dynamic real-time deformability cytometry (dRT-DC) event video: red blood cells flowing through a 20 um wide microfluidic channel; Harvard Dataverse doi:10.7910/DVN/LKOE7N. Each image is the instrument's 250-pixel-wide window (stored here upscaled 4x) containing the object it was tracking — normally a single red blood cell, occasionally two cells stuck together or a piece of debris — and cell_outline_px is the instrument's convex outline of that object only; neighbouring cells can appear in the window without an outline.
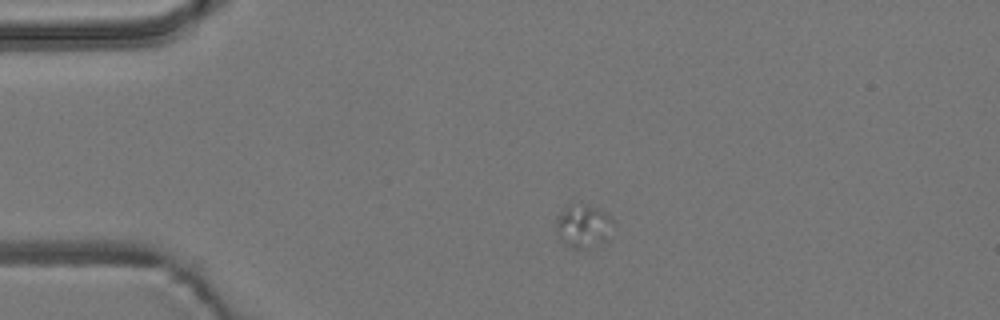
{"species": "common noctule bat (a hibernating species)", "species_latin": "Nyctalus noctula", "temperature_condition": "room temperature", "stored_images_in_passage": 5, "camera_frame_rate_fps": 3000, "um_per_image_px": 0.085, "animal": {"sex": "male", "body_mass_g": 19.2, "forearm_length_mm": 51.8}, "frame": {"image": 1, "passage_image": 3, "time_ms": 3.0, "image_size_px": [1000, 320], "cell_outline_px": [[612, 224], [580, 248], [572, 248], [556, 240], [556, 216], [568, 204], [588, 204], [604, 212], [612, 220]], "centroid_in_image_um": [49.32, 19.09], "position_along_channel_um": 35.7, "area_um2": 12.89}}
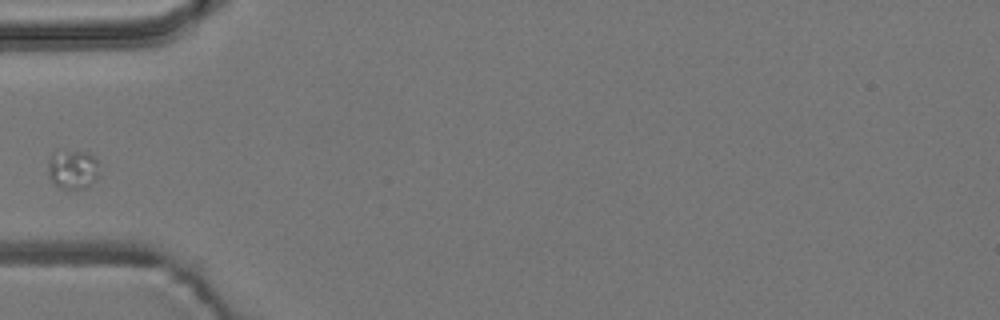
{"frame": {"image": 2, "passage_image": 5, "time_ms": 5.333, "image_size_px": [1000, 320], "cell_outline_px": [[100, 176], [96, 180], [84, 188], [64, 188], [56, 184], [48, 176], [48, 160], [52, 152], [88, 152], [96, 160], [100, 172]], "centroid_in_image_um": [6.2, 14.39], "position_along_channel_um": 78.8, "area_um2": 11.56}}